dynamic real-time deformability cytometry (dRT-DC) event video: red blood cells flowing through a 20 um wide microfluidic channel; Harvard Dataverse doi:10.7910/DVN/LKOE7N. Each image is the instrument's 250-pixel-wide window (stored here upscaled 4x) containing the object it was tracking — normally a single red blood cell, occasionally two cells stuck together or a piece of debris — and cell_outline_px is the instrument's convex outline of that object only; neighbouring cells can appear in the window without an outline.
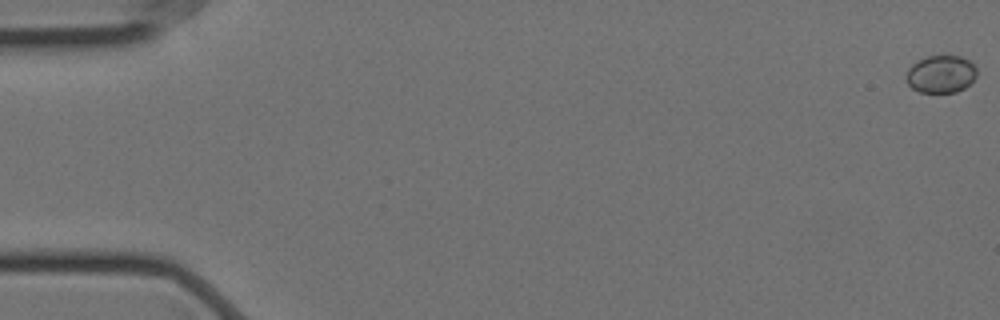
{"species": "Egyptian fruit bat (a non-hibernating species)", "species_latin": "Rousettus aegyptiacus", "temperature_condition": "cold", "stored_images_in_passage": 59, "camera_frame_rate_fps": 3000, "um_per_image_px": 0.085, "animal": {"sex": "female"}, "frame": {"image": 1, "passage_image": 1, "time_ms": 0.0, "image_size_px": [1000, 320], "cell_outline_px": [[976, 76], [964, 88], [956, 92], [920, 92], [912, 88], [908, 84], [908, 68], [916, 60], [928, 56], [960, 56], [968, 60], [976, 68]], "centroid_in_image_um": [79.97, 6.29], "position_along_channel_um": 5.0, "area_um2": 15.2}}
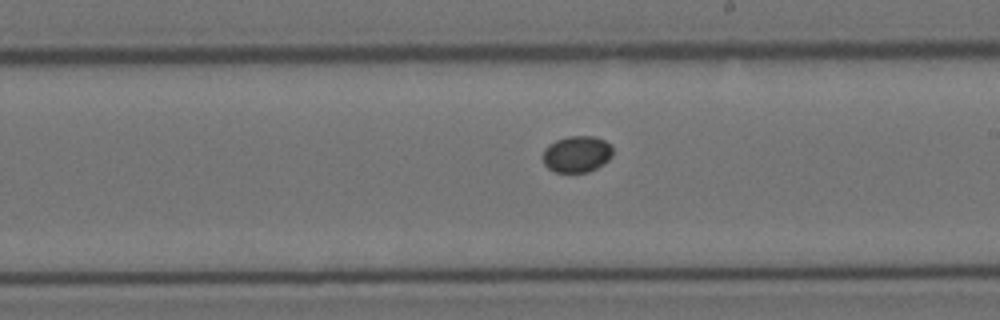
{"frame": {"image": 2, "passage_image": 34, "time_ms": 11.0, "image_size_px": [1000, 320], "cell_outline_px": [[612, 156], [604, 164], [588, 172], [556, 172], [548, 168], [544, 164], [544, 148], [548, 144], [556, 140], [568, 136], [592, 136], [604, 140], [612, 144]], "centroid_in_image_um": [49.05, 13.09], "position_along_channel_um": 240.0, "area_um2": 14.91}}
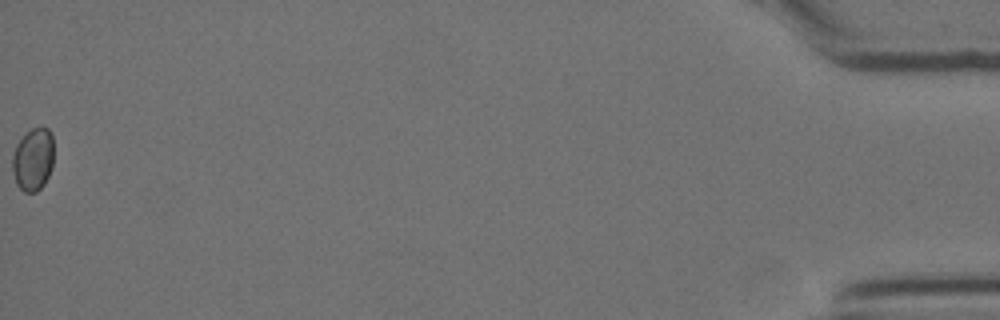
{"frame": {"image": 3, "passage_image": 59, "time_ms": 19.333, "image_size_px": [1000, 320], "cell_outline_px": [[52, 168], [44, 184], [36, 192], [24, 192], [16, 184], [12, 168], [12, 156], [16, 144], [32, 128], [48, 128], [52, 136]], "centroid_in_image_um": [2.8, 13.57], "position_along_channel_um": 432.4, "area_um2": 14.97}}